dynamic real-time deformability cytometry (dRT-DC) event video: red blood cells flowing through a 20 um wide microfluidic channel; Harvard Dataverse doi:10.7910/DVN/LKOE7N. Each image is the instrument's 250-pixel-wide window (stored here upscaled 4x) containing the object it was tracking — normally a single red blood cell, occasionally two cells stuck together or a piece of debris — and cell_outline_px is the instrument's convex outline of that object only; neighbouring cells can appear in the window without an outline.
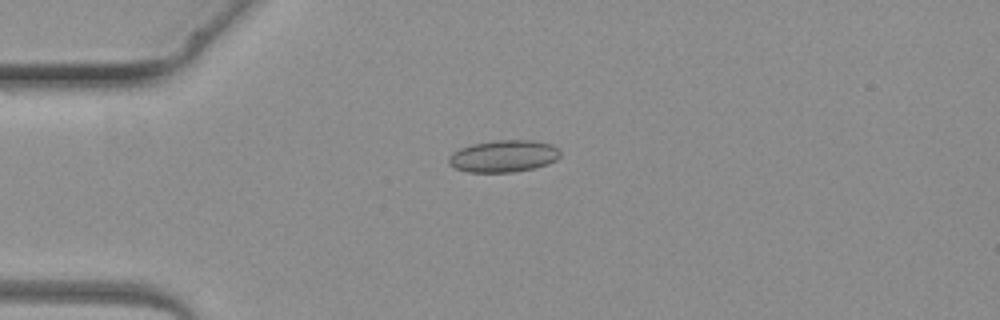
{"species": "common noctule bat (a hibernating species)", "species_latin": "Nyctalus noctula", "temperature_condition": "warm", "stored_images_in_passage": 1, "camera_frame_rate_fps": 3000, "um_per_image_px": 0.085, "animal": {"sex": "female", "body_mass_g": 19.3, "forearm_length_mm": 54.1}, "frame": {"image": 1, "passage_image": 1, "time_ms": 0.0, "image_size_px": [1000, 320], "cell_outline_px": [[560, 156], [556, 160], [548, 164], [532, 168], [512, 172], [468, 172], [456, 168], [448, 164], [448, 156], [452, 152], [460, 148], [472, 144], [496, 140], [532, 140], [552, 144], [560, 148]], "centroid_in_image_um": [42.81, 13.26], "position_along_channel_um": 42.2, "area_um2": 20.92}}